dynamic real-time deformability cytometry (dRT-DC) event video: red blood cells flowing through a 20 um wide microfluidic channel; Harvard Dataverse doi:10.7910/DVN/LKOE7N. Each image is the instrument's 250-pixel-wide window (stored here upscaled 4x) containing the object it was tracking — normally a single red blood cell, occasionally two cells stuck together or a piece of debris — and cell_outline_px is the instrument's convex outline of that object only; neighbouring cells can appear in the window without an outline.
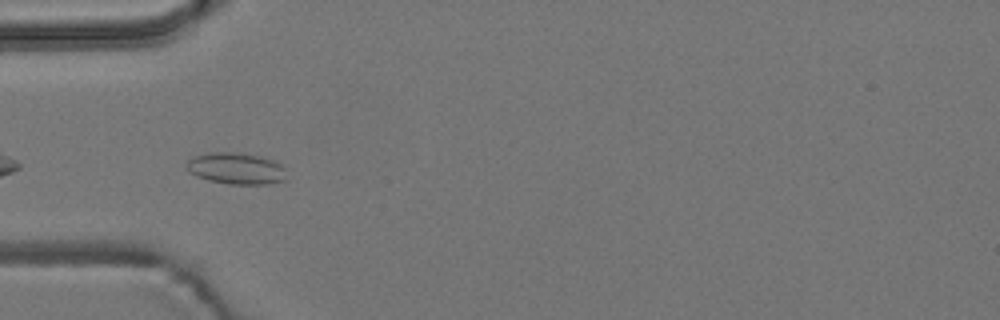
{"species": "common noctule bat (a hibernating species)", "species_latin": "Nyctalus noctula", "temperature_condition": "room temperature", "stored_images_in_passage": 1, "camera_frame_rate_fps": 3000, "um_per_image_px": 0.085, "animal": {"sex": "male", "body_mass_g": 19.2, "forearm_length_mm": 51.8}, "frame": {"image": 1, "passage_image": 1, "time_ms": 0.0, "image_size_px": [1000, 320], "cell_outline_px": [[284, 180], [268, 184], [228, 184], [208, 180], [196, 176], [188, 172], [184, 168], [184, 164], [188, 160], [196, 156], [212, 152], [240, 152], [260, 156], [276, 160], [284, 168]], "centroid_in_image_um": [20.03, 14.31], "position_along_channel_um": 65.0, "area_um2": 18.55}}